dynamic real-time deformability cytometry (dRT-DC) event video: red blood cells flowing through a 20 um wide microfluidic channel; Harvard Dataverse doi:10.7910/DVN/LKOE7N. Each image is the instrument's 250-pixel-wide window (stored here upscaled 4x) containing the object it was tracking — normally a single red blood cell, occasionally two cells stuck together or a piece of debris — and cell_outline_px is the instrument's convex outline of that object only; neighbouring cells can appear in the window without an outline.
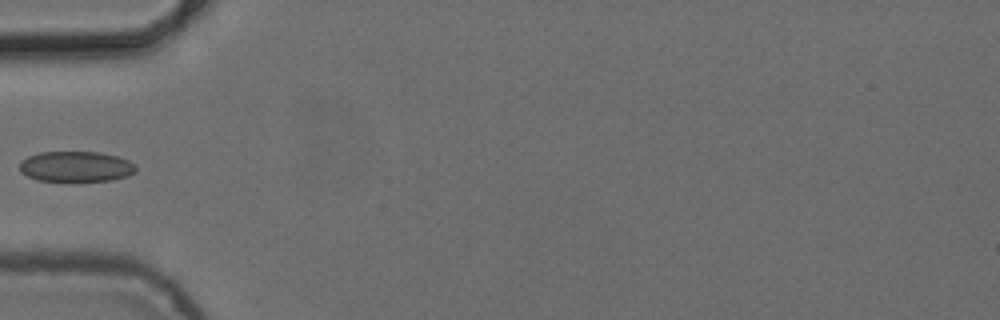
{"species": "common noctule bat (a hibernating species)", "species_latin": "Nyctalus noctula", "temperature_condition": "cold", "stored_images_in_passage": 6, "camera_frame_rate_fps": 3000, "um_per_image_px": 0.085, "animal": {"sex": "female", "body_mass_g": 24.6, "forearm_length_mm": 56.2}, "frame": {"image": 1, "passage_image": 5, "time_ms": 4.667, "image_size_px": [1000, 320], "cell_outline_px": [[136, 172], [128, 176], [112, 180], [72, 184], [36, 180], [20, 172], [20, 160], [28, 156], [40, 152], [100, 152], [116, 156], [128, 160], [136, 164]], "centroid_in_image_um": [6.45, 14.21], "position_along_channel_um": 78.5, "area_um2": 21.68}}
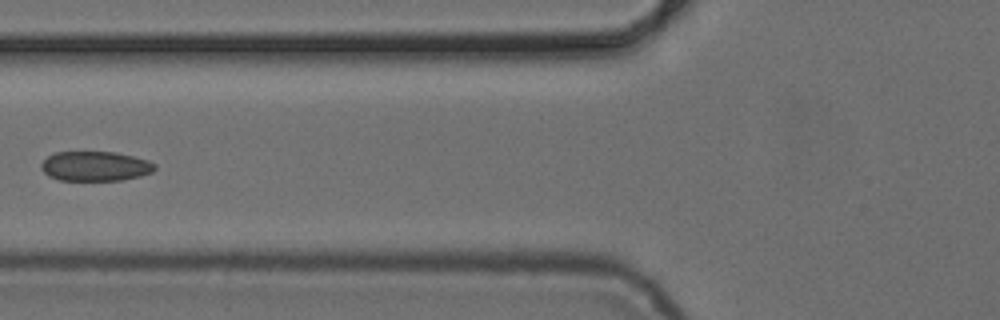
{"frame": {"image": 2, "passage_image": 6, "time_ms": 5.667, "image_size_px": [1000, 320], "cell_outline_px": [[156, 168], [152, 172], [140, 176], [124, 180], [60, 180], [48, 176], [40, 168], [40, 164], [48, 156], [56, 152], [116, 152], [148, 160], [156, 164]], "centroid_in_image_um": [8.1, 14.13], "position_along_channel_um": 117.7, "area_um2": 19.71}}